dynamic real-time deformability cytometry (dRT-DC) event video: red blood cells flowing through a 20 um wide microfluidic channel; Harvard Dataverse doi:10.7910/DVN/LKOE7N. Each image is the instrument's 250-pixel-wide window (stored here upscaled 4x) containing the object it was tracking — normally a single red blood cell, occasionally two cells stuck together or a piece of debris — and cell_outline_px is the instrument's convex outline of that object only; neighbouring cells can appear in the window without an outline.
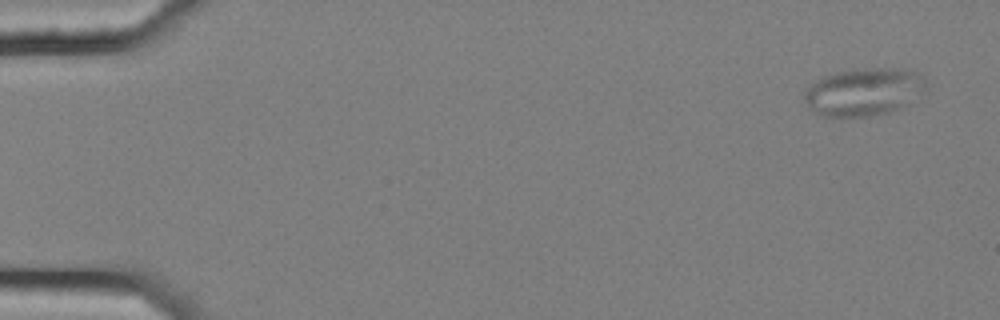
{"species": "common noctule bat (a hibernating species)", "species_latin": "Nyctalus noctula", "temperature_condition": "cold", "stored_images_in_passage": 5, "camera_frame_rate_fps": 3000, "um_per_image_px": 0.085, "animal": {"sex": "female", "body_mass_g": 25.1}, "frame": {"image": 1, "passage_image": 1, "time_ms": 0.0, "image_size_px": [1000, 320], "cell_outline_px": [[924, 92], [900, 108], [888, 112], [868, 116], [824, 116], [816, 112], [804, 100], [804, 92], [816, 80], [824, 76], [836, 72], [868, 68], [904, 68], [920, 72], [924, 76]], "centroid_in_image_um": [73.46, 7.78], "position_along_channel_um": 11.5, "area_um2": 33.52}}
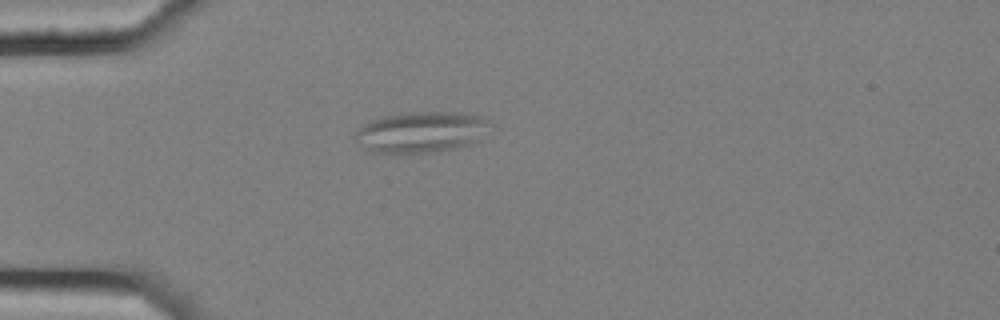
{"frame": {"image": 2, "passage_image": 5, "time_ms": 1.333, "image_size_px": [1000, 320], "cell_outline_px": [[496, 124], [492, 132], [480, 140], [456, 148], [440, 152], [372, 152], [364, 148], [352, 136], [364, 124], [372, 120], [384, 116], [400, 112], [464, 112], [484, 116]], "centroid_in_image_um": [35.95, 11.2], "position_along_channel_um": 49.0, "area_um2": 33.06}}